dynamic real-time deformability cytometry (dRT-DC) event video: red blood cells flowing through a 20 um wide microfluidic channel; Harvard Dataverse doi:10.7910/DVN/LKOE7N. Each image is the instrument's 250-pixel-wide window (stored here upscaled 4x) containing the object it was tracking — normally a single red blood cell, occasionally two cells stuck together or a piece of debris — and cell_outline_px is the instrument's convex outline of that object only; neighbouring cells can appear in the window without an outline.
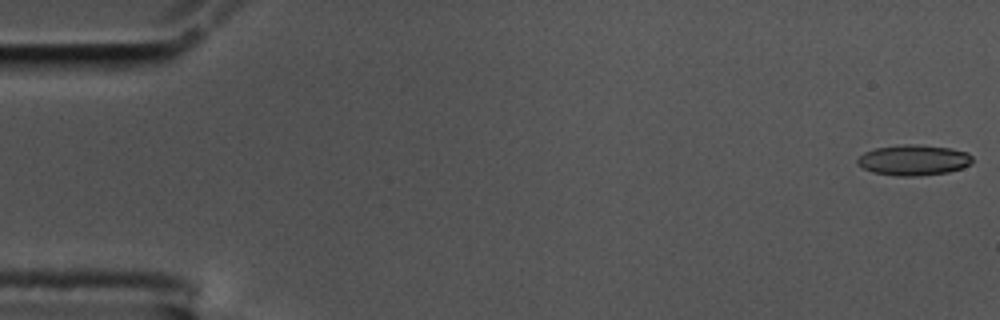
{"species": "common noctule bat (a hibernating species)", "species_latin": "Nyctalus noctula", "temperature_condition": "cold", "stored_images_in_passage": 58, "camera_frame_rate_fps": 3000, "um_per_image_px": 0.085, "animal": {"sex": "male", "body_mass_g": 17.5, "forearm_length_mm": 52.3}, "frame": {"image": 1, "passage_image": 1, "time_ms": 0.0, "image_size_px": [1000, 320], "cell_outline_px": [[972, 164], [948, 172], [916, 176], [896, 176], [872, 172], [856, 164], [856, 160], [864, 152], [876, 148], [904, 144], [912, 144], [948, 148], [968, 152], [972, 156]], "centroid_in_image_um": [77.64, 13.61], "position_along_channel_um": 7.4, "area_um2": 20.4}}
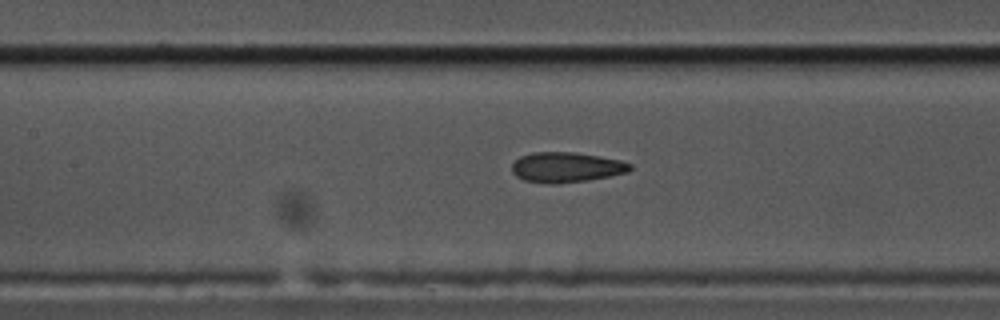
{"frame": {"image": 2, "passage_image": 26, "time_ms": 8.333, "image_size_px": [1000, 320], "cell_outline_px": [[632, 168], [628, 172], [588, 180], [560, 184], [544, 184], [524, 180], [516, 176], [512, 172], [512, 164], [520, 156], [532, 152], [572, 152], [600, 156], [620, 160], [632, 164]], "centroid_in_image_um": [48.12, 14.22], "position_along_channel_um": 159.3, "area_um2": 20.92}}
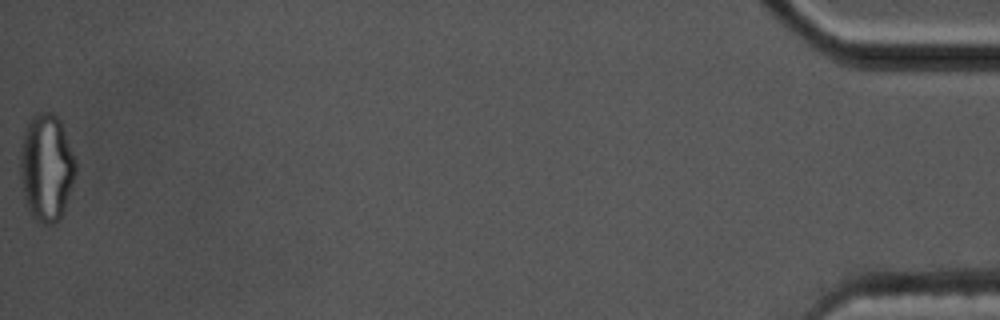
{"frame": {"image": 3, "passage_image": 58, "time_ms": 19.0, "image_size_px": [1000, 320], "cell_outline_px": [[76, 172], [60, 220], [52, 224], [44, 224], [36, 220], [32, 216], [24, 200], [20, 176], [20, 144], [28, 120], [36, 112], [52, 112], [60, 120], [76, 160]], "centroid_in_image_um": [3.92, 14.22], "position_along_channel_um": 431.3, "area_um2": 34.85}, "authors_computed_cell_mechanics": {"area_um2": 20.8947, "velocity_mm_per_s": 3.4914, "shape_relaxation_time_tau1_ms": null, "shape_relaxation_time_tau2_ms": 2.2796, "deformation_change_tau1": null, "deformation_change_tau2": 0.0884}}